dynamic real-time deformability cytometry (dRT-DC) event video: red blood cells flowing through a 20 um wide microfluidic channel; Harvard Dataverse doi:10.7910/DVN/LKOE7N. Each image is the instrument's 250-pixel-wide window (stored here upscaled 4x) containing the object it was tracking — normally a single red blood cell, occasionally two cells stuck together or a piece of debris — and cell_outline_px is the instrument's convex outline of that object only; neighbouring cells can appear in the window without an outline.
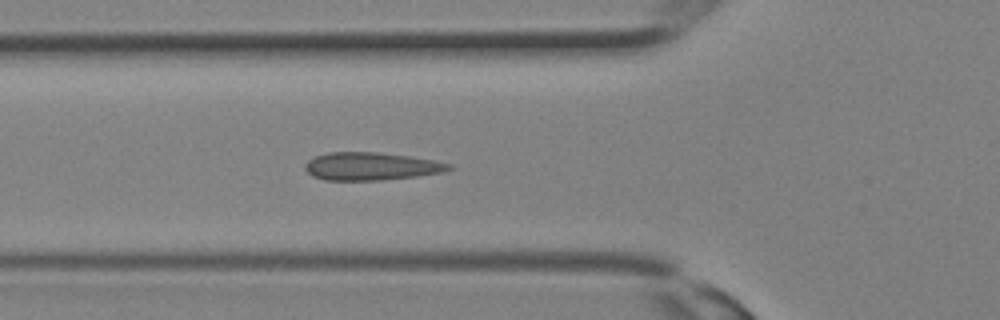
{"species": "Egyptian fruit bat (a non-hibernating species)", "species_latin": "Rousettus aegyptiacus", "temperature_condition": "room temperature", "stored_images_in_passage": 15, "camera_frame_rate_fps": 3000, "um_per_image_px": 0.085, "animal": {"sex": "female"}, "frame": {"image": 1, "passage_image": 11, "time_ms": 3.333, "image_size_px": [1000, 320], "cell_outline_px": [[452, 168], [444, 172], [416, 176], [380, 180], [324, 180], [312, 176], [304, 168], [304, 164], [308, 160], [316, 156], [328, 152], [376, 152], [408, 156], [432, 160], [452, 164]], "centroid_in_image_um": [31.51, 14.14], "position_along_channel_um": 94.3, "area_um2": 23.24}}
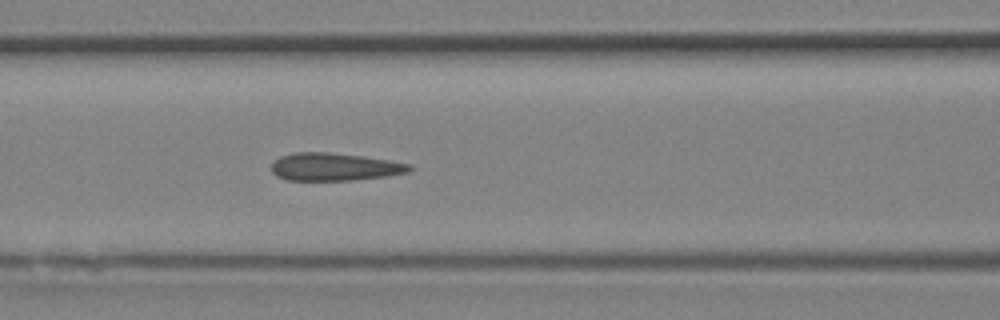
{"frame": {"image": 2, "passage_image": 13, "time_ms": 4.0, "image_size_px": [1000, 320], "cell_outline_px": [[412, 168], [408, 172], [384, 176], [352, 180], [288, 180], [276, 176], [272, 172], [272, 164], [280, 156], [296, 152], [328, 152], [360, 156], [388, 160], [412, 164]], "centroid_in_image_um": [28.41, 14.18], "position_along_channel_um": 138.2, "area_um2": 22.08}}
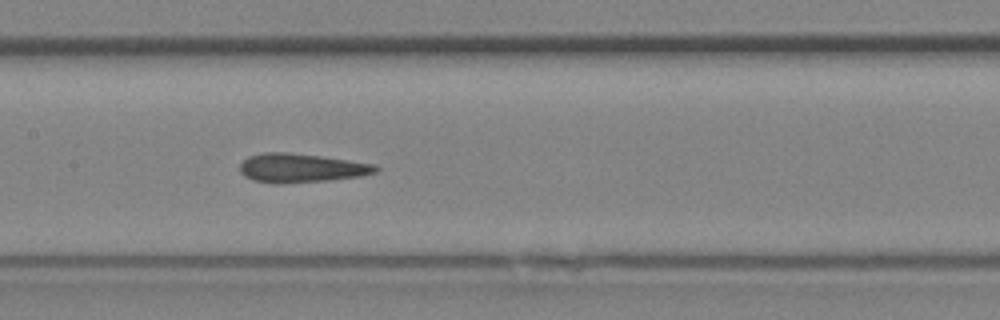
{"frame": {"image": 3, "passage_image": 15, "time_ms": 4.667, "image_size_px": [1000, 320], "cell_outline_px": [[380, 168], [376, 172], [360, 176], [328, 180], [252, 180], [244, 176], [240, 172], [240, 164], [248, 156], [264, 152], [284, 152], [320, 156], [376, 164]], "centroid_in_image_um": [25.64, 14.22], "position_along_channel_um": 181.8, "area_um2": 21.73}}